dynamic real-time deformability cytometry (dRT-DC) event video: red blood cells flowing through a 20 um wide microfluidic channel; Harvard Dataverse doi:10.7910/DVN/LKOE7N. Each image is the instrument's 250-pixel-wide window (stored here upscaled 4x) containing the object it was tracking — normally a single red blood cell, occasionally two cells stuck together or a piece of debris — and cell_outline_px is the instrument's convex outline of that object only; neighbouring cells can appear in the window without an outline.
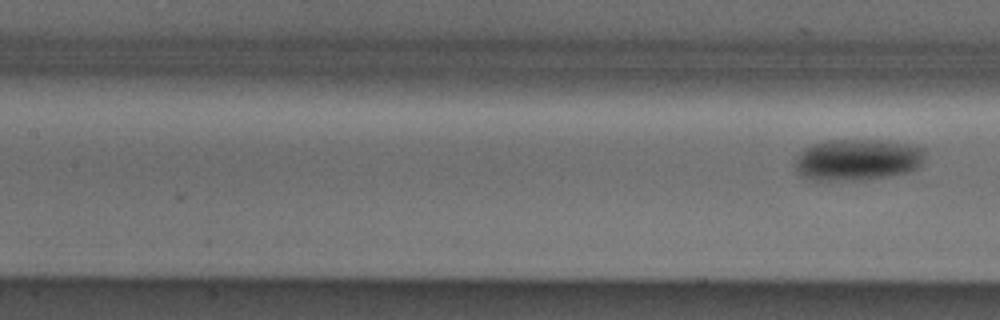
{"species": "Egyptian fruit bat (a non-hibernating species)", "species_latin": "Rousettus aegyptiacus", "temperature_condition": "cold", "stored_images_in_passage": 4, "segment_of_instrument_passage": [2, 2], "camera_frame_rate_fps": 3000, "um_per_image_px": 0.085, "animal": {"sex": "male"}, "frame": {"image": 1, "passage_image": 4, "time_ms": 1.0, "image_size_px": [1000, 320], "cell_outline_px": [[924, 160], [920, 168], [912, 172], [888, 176], [852, 180], [816, 180], [804, 176], [796, 172], [792, 164], [796, 156], [804, 148], [812, 144], [824, 140], [888, 140], [912, 144], [924, 148]], "centroid_in_image_um": [72.9, 13.56], "position_along_channel_um": 134.5, "area_um2": 32.02}}